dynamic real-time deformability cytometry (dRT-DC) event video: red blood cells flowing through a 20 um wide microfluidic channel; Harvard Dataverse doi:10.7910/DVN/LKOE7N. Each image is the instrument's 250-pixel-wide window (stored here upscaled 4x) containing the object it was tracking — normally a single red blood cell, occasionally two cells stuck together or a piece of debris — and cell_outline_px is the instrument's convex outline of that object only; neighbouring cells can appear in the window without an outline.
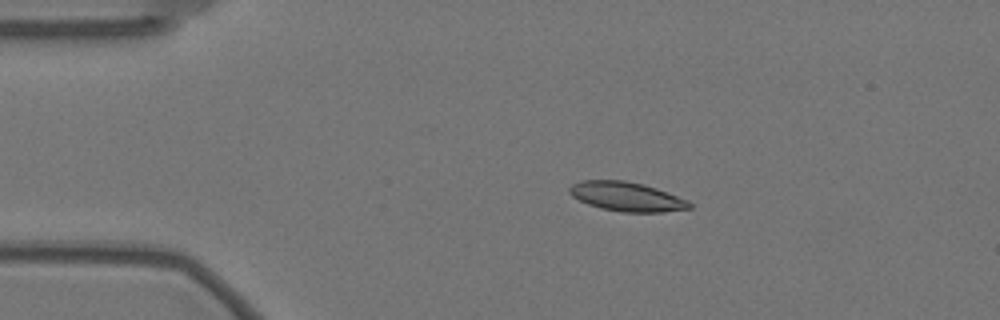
{"species": "Egyptian fruit bat (a non-hibernating species)", "species_latin": "Rousettus aegyptiacus", "temperature_condition": "warm", "stored_images_in_passage": 56, "camera_frame_rate_fps": 3000, "um_per_image_px": 0.085, "animal": {"sex": "female"}, "frame": {"image": 1, "passage_image": 10, "time_ms": 3.0, "image_size_px": [1000, 320], "cell_outline_px": [[692, 208], [664, 212], [620, 212], [600, 208], [588, 204], [572, 196], [568, 192], [568, 188], [572, 184], [580, 180], [624, 180], [644, 184], [656, 188], [688, 200], [692, 204]], "centroid_in_image_um": [53.26, 16.71], "position_along_channel_um": 31.7, "area_um2": 20.58}}
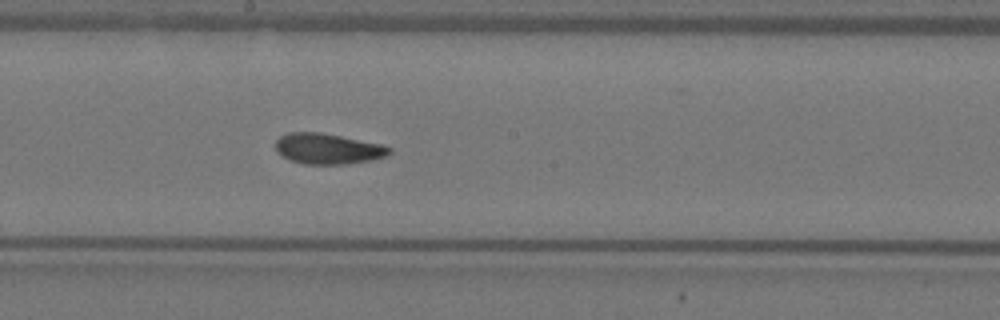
{"frame": {"image": 2, "passage_image": 30, "time_ms": 9.667, "image_size_px": [1000, 320], "cell_outline_px": [[392, 152], [388, 156], [372, 160], [348, 164], [304, 164], [288, 160], [276, 152], [276, 140], [280, 136], [288, 132], [320, 132], [380, 144], [392, 148]], "centroid_in_image_um": [27.86, 12.65], "position_along_channel_um": 220.3, "area_um2": 20.46}}
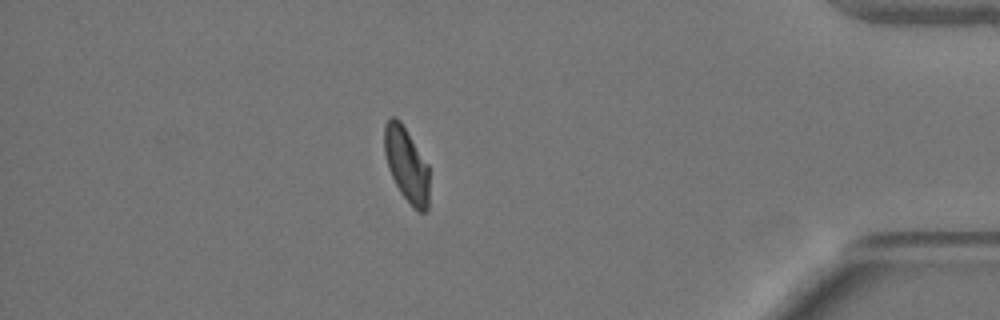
{"frame": {"image": 3, "passage_image": 49, "time_ms": 16.0, "image_size_px": [1000, 320], "cell_outline_px": [[428, 208], [424, 212], [420, 212], [400, 192], [388, 168], [384, 152], [384, 124], [392, 116], [396, 116], [400, 120], [428, 164]], "centroid_in_image_um": [34.53, 13.94], "position_along_channel_um": 400.7, "area_um2": 19.19}, "authors_computed_cell_mechanics": {"area_um2": 20.2011, "velocity_mm_per_s": 3.51, "shape_relaxation_time_tau1_ms": 4.7091, "shape_relaxation_time_tau2_ms": 1.5693, "deformation_change_tau1": 0.1615, "deformation_change_tau2": 0.0767}}